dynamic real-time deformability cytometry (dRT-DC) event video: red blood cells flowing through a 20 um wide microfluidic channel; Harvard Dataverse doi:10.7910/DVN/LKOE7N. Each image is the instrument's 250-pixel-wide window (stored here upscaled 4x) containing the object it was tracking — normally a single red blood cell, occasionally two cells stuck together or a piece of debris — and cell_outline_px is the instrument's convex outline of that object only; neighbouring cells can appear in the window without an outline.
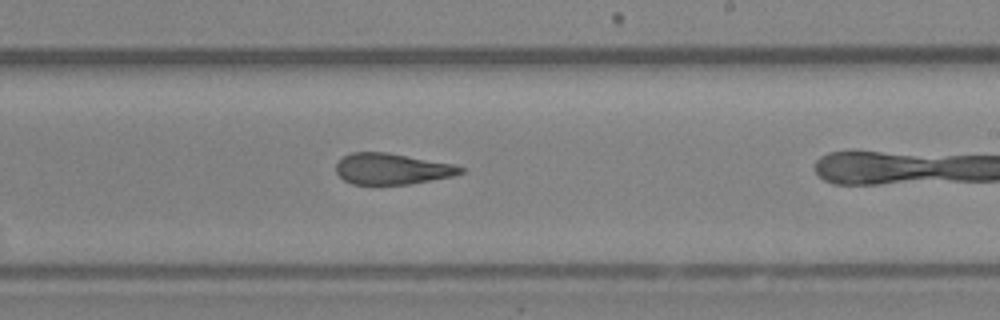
{"species": "Egyptian fruit bat (a non-hibernating species)", "species_latin": "Rousettus aegyptiacus", "temperature_condition": "room temperature", "stored_images_in_passage": 12, "camera_frame_rate_fps": 3000, "um_per_image_px": 0.085, "animal": {"sex": "female"}, "frame": {"image": 1, "passage_image": 11, "time_ms": 3.333, "image_size_px": [1000, 320], "cell_outline_px": [[464, 172], [452, 176], [408, 184], [352, 184], [344, 180], [336, 172], [336, 164], [344, 156], [352, 152], [388, 152], [456, 164], [464, 168]], "centroid_in_image_um": [33.33, 14.34], "position_along_channel_um": 255.7, "area_um2": 22.54}}